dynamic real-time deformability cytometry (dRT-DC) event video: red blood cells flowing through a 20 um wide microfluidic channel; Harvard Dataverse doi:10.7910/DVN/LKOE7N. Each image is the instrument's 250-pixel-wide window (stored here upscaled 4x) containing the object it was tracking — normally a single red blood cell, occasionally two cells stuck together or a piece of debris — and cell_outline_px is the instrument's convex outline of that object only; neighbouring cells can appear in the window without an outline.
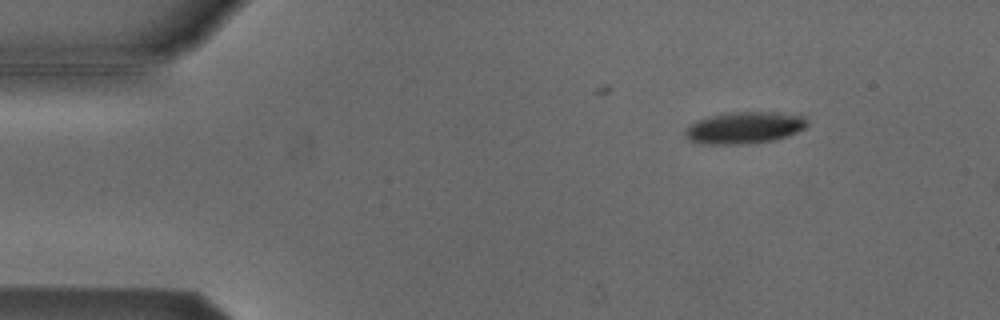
{"species": "Egyptian fruit bat (a non-hibernating species)", "species_latin": "Rousettus aegyptiacus", "temperature_condition": "cold", "stored_images_in_passage": 3, "camera_frame_rate_fps": 3000, "um_per_image_px": 0.085, "animal": {"sex": "male"}, "frame": {"image": 1, "passage_image": 1, "time_ms": 0.0, "image_size_px": [1000, 320], "cell_outline_px": [[808, 124], [804, 128], [788, 136], [772, 140], [748, 144], [700, 144], [688, 140], [684, 136], [684, 132], [688, 124], [696, 120], [708, 116], [736, 112], [776, 112], [808, 116]], "centroid_in_image_um": [63.25, 10.86], "position_along_channel_um": 21.7, "area_um2": 22.95}}